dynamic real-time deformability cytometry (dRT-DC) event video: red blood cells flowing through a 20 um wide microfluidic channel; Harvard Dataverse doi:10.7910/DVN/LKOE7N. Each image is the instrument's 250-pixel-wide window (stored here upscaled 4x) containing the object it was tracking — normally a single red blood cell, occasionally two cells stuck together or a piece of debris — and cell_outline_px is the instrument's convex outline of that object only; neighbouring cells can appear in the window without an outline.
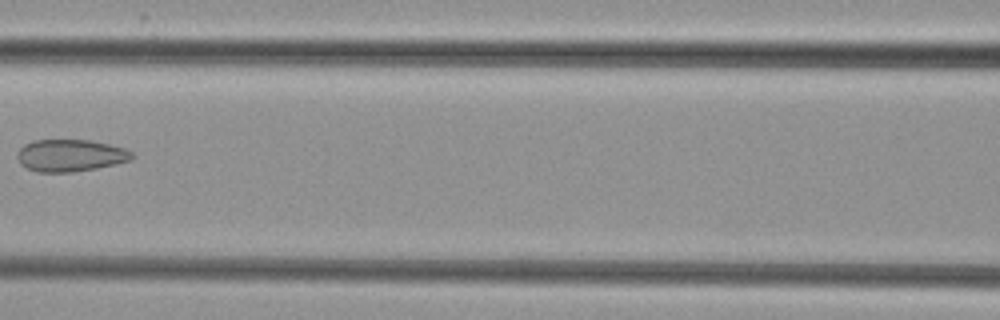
{"species": "common noctule bat (a hibernating species)", "species_latin": "Nyctalus noctula", "temperature_condition": "cold", "stored_images_in_passage": 8, "camera_frame_rate_fps": 3000, "um_per_image_px": 0.085, "animal": {"sex": "female", "body_mass_g": 29.2, "forearm_length_mm": 56.3}, "frame": {"image": 1, "passage_image": 7, "time_ms": 8.0, "image_size_px": [1000, 320], "cell_outline_px": [[136, 156], [132, 160], [116, 164], [96, 168], [72, 172], [36, 172], [20, 164], [16, 156], [20, 148], [24, 144], [32, 140], [92, 140], [124, 148], [132, 152]], "centroid_in_image_um": [5.99, 13.21], "position_along_channel_um": 160.6, "area_um2": 21.62}}
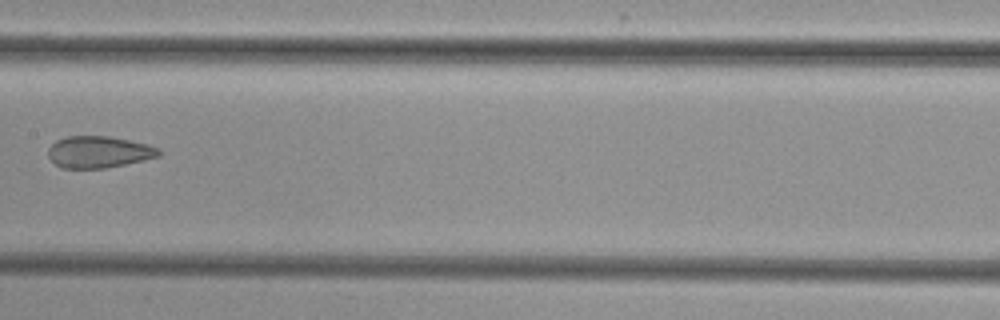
{"frame": {"image": 2, "passage_image": 8, "time_ms": 9.0, "image_size_px": [1000, 320], "cell_outline_px": [[160, 156], [144, 160], [104, 168], [64, 168], [56, 164], [48, 156], [48, 148], [56, 140], [68, 136], [108, 136], [148, 144], [160, 148]], "centroid_in_image_um": [8.4, 12.91], "position_along_channel_um": 199.0, "area_um2": 20.35}}